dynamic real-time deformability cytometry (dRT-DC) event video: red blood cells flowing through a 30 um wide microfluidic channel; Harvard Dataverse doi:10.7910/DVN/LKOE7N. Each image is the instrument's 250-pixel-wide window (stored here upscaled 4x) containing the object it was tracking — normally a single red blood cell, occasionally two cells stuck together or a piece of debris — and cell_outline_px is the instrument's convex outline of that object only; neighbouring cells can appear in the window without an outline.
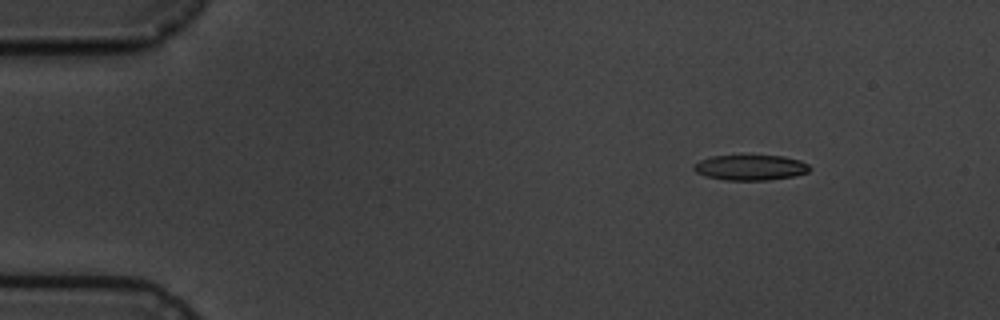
{"species": "common noctule bat (a hibernating species)", "species_latin": "Nyctalus noctula", "temperature_condition": "cold", "stored_images_in_passage": 5, "camera_frame_rate_fps": 3000, "um_per_image_px": 0.085, "animal": {"sex": "male", "body_mass_g": 19.5, "forearm_length_mm": 54.6}, "frame": {"image": 1, "passage_image": 1, "time_ms": 0.0, "image_size_px": [1000, 320], "cell_outline_px": [[812, 168], [808, 172], [792, 176], [768, 180], [724, 180], [704, 176], [696, 172], [692, 168], [692, 164], [700, 160], [712, 156], [784, 156], [800, 160], [808, 164]], "centroid_in_image_um": [63.76, 14.24], "position_along_channel_um": 21.2, "area_um2": 17.17}}
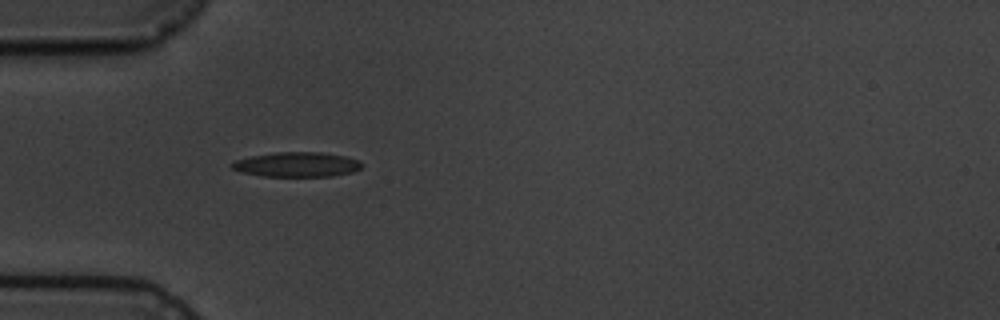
{"frame": {"image": 2, "passage_image": 4, "time_ms": 3.333, "image_size_px": [1000, 320], "cell_outline_px": [[360, 168], [352, 172], [332, 176], [264, 176], [240, 172], [232, 168], [228, 164], [236, 160], [252, 156], [276, 152], [320, 152], [348, 156], [360, 160]], "centroid_in_image_um": [25.22, 13.98], "position_along_channel_um": 59.8, "area_um2": 18.73}}
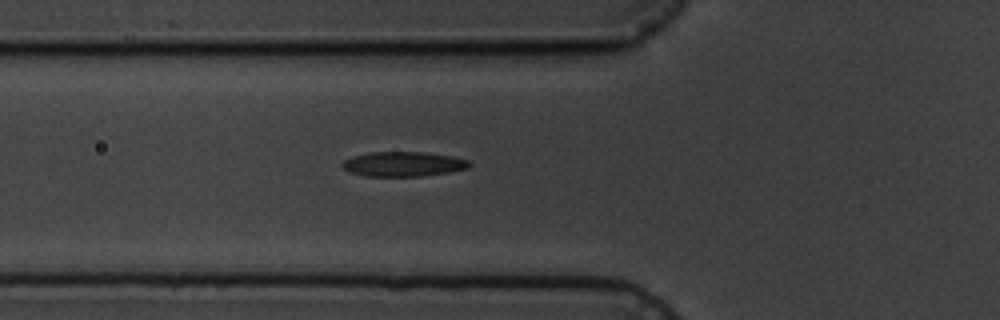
{"frame": {"image": 3, "passage_image": 5, "time_ms": 4.333, "image_size_px": [1000, 320], "cell_outline_px": [[472, 164], [468, 168], [448, 172], [424, 176], [364, 176], [348, 172], [340, 164], [344, 160], [352, 156], [368, 152], [424, 152], [452, 156], [468, 160]], "centroid_in_image_um": [34.25, 13.94], "position_along_channel_um": 91.6, "area_um2": 18.44}}